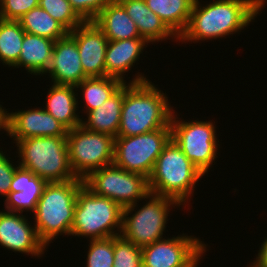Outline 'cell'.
I'll use <instances>...</instances> for the list:
<instances>
[{
    "label": "cell",
    "instance_id": "6da1fadb",
    "mask_svg": "<svg viewBox=\"0 0 267 267\" xmlns=\"http://www.w3.org/2000/svg\"><path fill=\"white\" fill-rule=\"evenodd\" d=\"M266 2L267 0H213L204 5L195 0L188 25L178 41L182 44L198 43L239 34L262 13Z\"/></svg>",
    "mask_w": 267,
    "mask_h": 267
},
{
    "label": "cell",
    "instance_id": "7a4b0ae2",
    "mask_svg": "<svg viewBox=\"0 0 267 267\" xmlns=\"http://www.w3.org/2000/svg\"><path fill=\"white\" fill-rule=\"evenodd\" d=\"M144 73L137 72L124 83V101L117 136H136L170 127L174 112L166 92L157 88Z\"/></svg>",
    "mask_w": 267,
    "mask_h": 267
},
{
    "label": "cell",
    "instance_id": "3957f363",
    "mask_svg": "<svg viewBox=\"0 0 267 267\" xmlns=\"http://www.w3.org/2000/svg\"><path fill=\"white\" fill-rule=\"evenodd\" d=\"M84 180L47 183L32 214L39 240L47 247L60 235L70 236L77 193Z\"/></svg>",
    "mask_w": 267,
    "mask_h": 267
},
{
    "label": "cell",
    "instance_id": "277c9868",
    "mask_svg": "<svg viewBox=\"0 0 267 267\" xmlns=\"http://www.w3.org/2000/svg\"><path fill=\"white\" fill-rule=\"evenodd\" d=\"M203 176L171 139L156 160L148 187L150 193L173 198L186 208Z\"/></svg>",
    "mask_w": 267,
    "mask_h": 267
},
{
    "label": "cell",
    "instance_id": "5b68a950",
    "mask_svg": "<svg viewBox=\"0 0 267 267\" xmlns=\"http://www.w3.org/2000/svg\"><path fill=\"white\" fill-rule=\"evenodd\" d=\"M15 144L19 166L47 183L77 178L70 166L66 136L30 137Z\"/></svg>",
    "mask_w": 267,
    "mask_h": 267
},
{
    "label": "cell",
    "instance_id": "8992f818",
    "mask_svg": "<svg viewBox=\"0 0 267 267\" xmlns=\"http://www.w3.org/2000/svg\"><path fill=\"white\" fill-rule=\"evenodd\" d=\"M122 211L115 201L95 194L84 184L77 193L70 236L89 240L119 236Z\"/></svg>",
    "mask_w": 267,
    "mask_h": 267
},
{
    "label": "cell",
    "instance_id": "52a82bcc",
    "mask_svg": "<svg viewBox=\"0 0 267 267\" xmlns=\"http://www.w3.org/2000/svg\"><path fill=\"white\" fill-rule=\"evenodd\" d=\"M144 200L146 203L140 208L138 203L123 208L120 234L140 248L164 239L163 232L166 231L170 210L181 207V204L173 198L150 192Z\"/></svg>",
    "mask_w": 267,
    "mask_h": 267
},
{
    "label": "cell",
    "instance_id": "ba28073f",
    "mask_svg": "<svg viewBox=\"0 0 267 267\" xmlns=\"http://www.w3.org/2000/svg\"><path fill=\"white\" fill-rule=\"evenodd\" d=\"M170 127L171 139L204 175L208 173L220 148L215 121L198 119L187 122L178 118L174 110Z\"/></svg>",
    "mask_w": 267,
    "mask_h": 267
},
{
    "label": "cell",
    "instance_id": "9c48e42d",
    "mask_svg": "<svg viewBox=\"0 0 267 267\" xmlns=\"http://www.w3.org/2000/svg\"><path fill=\"white\" fill-rule=\"evenodd\" d=\"M66 138L70 166L77 178L84 180L92 172L114 163L113 136L80 125L68 130Z\"/></svg>",
    "mask_w": 267,
    "mask_h": 267
},
{
    "label": "cell",
    "instance_id": "30bf717a",
    "mask_svg": "<svg viewBox=\"0 0 267 267\" xmlns=\"http://www.w3.org/2000/svg\"><path fill=\"white\" fill-rule=\"evenodd\" d=\"M171 140V127L136 136L115 138L114 164L128 172L149 178L158 156Z\"/></svg>",
    "mask_w": 267,
    "mask_h": 267
},
{
    "label": "cell",
    "instance_id": "8fae6325",
    "mask_svg": "<svg viewBox=\"0 0 267 267\" xmlns=\"http://www.w3.org/2000/svg\"><path fill=\"white\" fill-rule=\"evenodd\" d=\"M84 184L95 194L115 201L122 208L144 200L150 192L147 177L128 172L114 163L92 172L84 179Z\"/></svg>",
    "mask_w": 267,
    "mask_h": 267
},
{
    "label": "cell",
    "instance_id": "7c38bea8",
    "mask_svg": "<svg viewBox=\"0 0 267 267\" xmlns=\"http://www.w3.org/2000/svg\"><path fill=\"white\" fill-rule=\"evenodd\" d=\"M165 238L141 248L143 267H181L205 245L200 238L184 233Z\"/></svg>",
    "mask_w": 267,
    "mask_h": 267
},
{
    "label": "cell",
    "instance_id": "4fadbf2b",
    "mask_svg": "<svg viewBox=\"0 0 267 267\" xmlns=\"http://www.w3.org/2000/svg\"><path fill=\"white\" fill-rule=\"evenodd\" d=\"M27 218L25 214L0 210V245L8 251L31 254V258L42 257L47 248Z\"/></svg>",
    "mask_w": 267,
    "mask_h": 267
},
{
    "label": "cell",
    "instance_id": "5bb4252c",
    "mask_svg": "<svg viewBox=\"0 0 267 267\" xmlns=\"http://www.w3.org/2000/svg\"><path fill=\"white\" fill-rule=\"evenodd\" d=\"M7 125L5 135L13 138V143L30 137L67 136L68 133V129L46 112L42 106L28 110L18 109L15 112L8 111Z\"/></svg>",
    "mask_w": 267,
    "mask_h": 267
},
{
    "label": "cell",
    "instance_id": "9a60e30c",
    "mask_svg": "<svg viewBox=\"0 0 267 267\" xmlns=\"http://www.w3.org/2000/svg\"><path fill=\"white\" fill-rule=\"evenodd\" d=\"M76 40L82 69L88 78L105 77L108 39L94 21H86L70 31Z\"/></svg>",
    "mask_w": 267,
    "mask_h": 267
},
{
    "label": "cell",
    "instance_id": "2e32d148",
    "mask_svg": "<svg viewBox=\"0 0 267 267\" xmlns=\"http://www.w3.org/2000/svg\"><path fill=\"white\" fill-rule=\"evenodd\" d=\"M44 75L51 78V84L75 87L88 78L82 69L76 40L69 33L55 41L51 61Z\"/></svg>",
    "mask_w": 267,
    "mask_h": 267
},
{
    "label": "cell",
    "instance_id": "e0dca14e",
    "mask_svg": "<svg viewBox=\"0 0 267 267\" xmlns=\"http://www.w3.org/2000/svg\"><path fill=\"white\" fill-rule=\"evenodd\" d=\"M47 182L25 168L15 170L10 192L5 197V211L34 213Z\"/></svg>",
    "mask_w": 267,
    "mask_h": 267
},
{
    "label": "cell",
    "instance_id": "ac0fdd59",
    "mask_svg": "<svg viewBox=\"0 0 267 267\" xmlns=\"http://www.w3.org/2000/svg\"><path fill=\"white\" fill-rule=\"evenodd\" d=\"M149 43L144 38L108 41L105 55V76L127 83L125 74L140 60ZM145 48V49H144Z\"/></svg>",
    "mask_w": 267,
    "mask_h": 267
},
{
    "label": "cell",
    "instance_id": "d6986e66",
    "mask_svg": "<svg viewBox=\"0 0 267 267\" xmlns=\"http://www.w3.org/2000/svg\"><path fill=\"white\" fill-rule=\"evenodd\" d=\"M117 1L135 22L140 36L149 44H156L167 39H172V41L175 39L174 41L178 42V37L165 25L158 15L148 8L144 0Z\"/></svg>",
    "mask_w": 267,
    "mask_h": 267
},
{
    "label": "cell",
    "instance_id": "ffe728a7",
    "mask_svg": "<svg viewBox=\"0 0 267 267\" xmlns=\"http://www.w3.org/2000/svg\"><path fill=\"white\" fill-rule=\"evenodd\" d=\"M78 101V92H76L75 86L52 84L43 107L46 112L70 130L80 126L84 119L78 115L80 113L78 112Z\"/></svg>",
    "mask_w": 267,
    "mask_h": 267
},
{
    "label": "cell",
    "instance_id": "44dd1931",
    "mask_svg": "<svg viewBox=\"0 0 267 267\" xmlns=\"http://www.w3.org/2000/svg\"><path fill=\"white\" fill-rule=\"evenodd\" d=\"M54 45V40L25 32L19 60L12 68L24 67L28 74L42 76L49 67Z\"/></svg>",
    "mask_w": 267,
    "mask_h": 267
},
{
    "label": "cell",
    "instance_id": "7402d4cb",
    "mask_svg": "<svg viewBox=\"0 0 267 267\" xmlns=\"http://www.w3.org/2000/svg\"><path fill=\"white\" fill-rule=\"evenodd\" d=\"M123 101L124 84L102 105L87 112V118L82 119L81 125L89 131L106 133L116 138L120 126Z\"/></svg>",
    "mask_w": 267,
    "mask_h": 267
},
{
    "label": "cell",
    "instance_id": "603a6c76",
    "mask_svg": "<svg viewBox=\"0 0 267 267\" xmlns=\"http://www.w3.org/2000/svg\"><path fill=\"white\" fill-rule=\"evenodd\" d=\"M94 23L102 30L108 41L142 38L135 22L117 0L108 3L97 15Z\"/></svg>",
    "mask_w": 267,
    "mask_h": 267
},
{
    "label": "cell",
    "instance_id": "cb8c5ba5",
    "mask_svg": "<svg viewBox=\"0 0 267 267\" xmlns=\"http://www.w3.org/2000/svg\"><path fill=\"white\" fill-rule=\"evenodd\" d=\"M149 9L179 38L186 29L195 0H144Z\"/></svg>",
    "mask_w": 267,
    "mask_h": 267
},
{
    "label": "cell",
    "instance_id": "d4e9b609",
    "mask_svg": "<svg viewBox=\"0 0 267 267\" xmlns=\"http://www.w3.org/2000/svg\"><path fill=\"white\" fill-rule=\"evenodd\" d=\"M124 83L117 78L91 77L84 79L76 86V91L81 92V100H84V114L102 105L111 95H113ZM85 109V110H84Z\"/></svg>",
    "mask_w": 267,
    "mask_h": 267
},
{
    "label": "cell",
    "instance_id": "484cf974",
    "mask_svg": "<svg viewBox=\"0 0 267 267\" xmlns=\"http://www.w3.org/2000/svg\"><path fill=\"white\" fill-rule=\"evenodd\" d=\"M18 21L26 33L35 34L54 41L65 37L69 33L60 22L52 18L40 6L28 11Z\"/></svg>",
    "mask_w": 267,
    "mask_h": 267
},
{
    "label": "cell",
    "instance_id": "4316f807",
    "mask_svg": "<svg viewBox=\"0 0 267 267\" xmlns=\"http://www.w3.org/2000/svg\"><path fill=\"white\" fill-rule=\"evenodd\" d=\"M25 31L19 21L0 18V61L12 67L21 54Z\"/></svg>",
    "mask_w": 267,
    "mask_h": 267
},
{
    "label": "cell",
    "instance_id": "83f0119b",
    "mask_svg": "<svg viewBox=\"0 0 267 267\" xmlns=\"http://www.w3.org/2000/svg\"><path fill=\"white\" fill-rule=\"evenodd\" d=\"M39 6L69 32L84 22L73 10L68 0H39Z\"/></svg>",
    "mask_w": 267,
    "mask_h": 267
},
{
    "label": "cell",
    "instance_id": "f1b7e54d",
    "mask_svg": "<svg viewBox=\"0 0 267 267\" xmlns=\"http://www.w3.org/2000/svg\"><path fill=\"white\" fill-rule=\"evenodd\" d=\"M86 267H113L114 237L89 240Z\"/></svg>",
    "mask_w": 267,
    "mask_h": 267
},
{
    "label": "cell",
    "instance_id": "f546056e",
    "mask_svg": "<svg viewBox=\"0 0 267 267\" xmlns=\"http://www.w3.org/2000/svg\"><path fill=\"white\" fill-rule=\"evenodd\" d=\"M113 267H143L142 249L121 235L114 237Z\"/></svg>",
    "mask_w": 267,
    "mask_h": 267
},
{
    "label": "cell",
    "instance_id": "4dcf8cb0",
    "mask_svg": "<svg viewBox=\"0 0 267 267\" xmlns=\"http://www.w3.org/2000/svg\"><path fill=\"white\" fill-rule=\"evenodd\" d=\"M37 6H39V0H0V18L18 21Z\"/></svg>",
    "mask_w": 267,
    "mask_h": 267
},
{
    "label": "cell",
    "instance_id": "1f68e13d",
    "mask_svg": "<svg viewBox=\"0 0 267 267\" xmlns=\"http://www.w3.org/2000/svg\"><path fill=\"white\" fill-rule=\"evenodd\" d=\"M76 14L84 21H94L102 9L113 0H68Z\"/></svg>",
    "mask_w": 267,
    "mask_h": 267
},
{
    "label": "cell",
    "instance_id": "d6a6232c",
    "mask_svg": "<svg viewBox=\"0 0 267 267\" xmlns=\"http://www.w3.org/2000/svg\"><path fill=\"white\" fill-rule=\"evenodd\" d=\"M10 159L8 154L6 155L5 150L3 152L2 148H0V196L4 198L10 192L15 170L19 167L17 161L15 166L14 162Z\"/></svg>",
    "mask_w": 267,
    "mask_h": 267
},
{
    "label": "cell",
    "instance_id": "836d02e7",
    "mask_svg": "<svg viewBox=\"0 0 267 267\" xmlns=\"http://www.w3.org/2000/svg\"><path fill=\"white\" fill-rule=\"evenodd\" d=\"M248 267H267V237L262 241L256 259Z\"/></svg>",
    "mask_w": 267,
    "mask_h": 267
},
{
    "label": "cell",
    "instance_id": "e575fe53",
    "mask_svg": "<svg viewBox=\"0 0 267 267\" xmlns=\"http://www.w3.org/2000/svg\"><path fill=\"white\" fill-rule=\"evenodd\" d=\"M208 245H204L185 265L181 267H198L200 263V259L203 258L205 255L206 250H209L207 248Z\"/></svg>",
    "mask_w": 267,
    "mask_h": 267
},
{
    "label": "cell",
    "instance_id": "d590c367",
    "mask_svg": "<svg viewBox=\"0 0 267 267\" xmlns=\"http://www.w3.org/2000/svg\"><path fill=\"white\" fill-rule=\"evenodd\" d=\"M8 109L4 108L1 104H0V131H4L7 133V129H8Z\"/></svg>",
    "mask_w": 267,
    "mask_h": 267
}]
</instances>
